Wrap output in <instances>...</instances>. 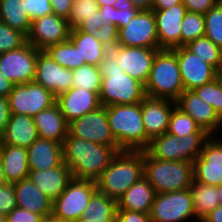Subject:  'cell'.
I'll use <instances>...</instances> for the list:
<instances>
[{
	"label": "cell",
	"mask_w": 222,
	"mask_h": 222,
	"mask_svg": "<svg viewBox=\"0 0 222 222\" xmlns=\"http://www.w3.org/2000/svg\"><path fill=\"white\" fill-rule=\"evenodd\" d=\"M117 153L112 146L76 138L69 133L63 142L64 163L75 179L96 181Z\"/></svg>",
	"instance_id": "cell-1"
},
{
	"label": "cell",
	"mask_w": 222,
	"mask_h": 222,
	"mask_svg": "<svg viewBox=\"0 0 222 222\" xmlns=\"http://www.w3.org/2000/svg\"><path fill=\"white\" fill-rule=\"evenodd\" d=\"M99 69L102 75L101 105L136 104L146 97L144 84L124 72L111 49L100 62Z\"/></svg>",
	"instance_id": "cell-2"
},
{
	"label": "cell",
	"mask_w": 222,
	"mask_h": 222,
	"mask_svg": "<svg viewBox=\"0 0 222 222\" xmlns=\"http://www.w3.org/2000/svg\"><path fill=\"white\" fill-rule=\"evenodd\" d=\"M110 130L121 150L143 151L151 140L147 137L141 103L105 106Z\"/></svg>",
	"instance_id": "cell-3"
},
{
	"label": "cell",
	"mask_w": 222,
	"mask_h": 222,
	"mask_svg": "<svg viewBox=\"0 0 222 222\" xmlns=\"http://www.w3.org/2000/svg\"><path fill=\"white\" fill-rule=\"evenodd\" d=\"M144 177L143 151L122 150L96 180L97 190L118 200L135 182Z\"/></svg>",
	"instance_id": "cell-4"
},
{
	"label": "cell",
	"mask_w": 222,
	"mask_h": 222,
	"mask_svg": "<svg viewBox=\"0 0 222 222\" xmlns=\"http://www.w3.org/2000/svg\"><path fill=\"white\" fill-rule=\"evenodd\" d=\"M144 88L148 97L178 100L184 86L177 55L172 49H160L156 53Z\"/></svg>",
	"instance_id": "cell-5"
},
{
	"label": "cell",
	"mask_w": 222,
	"mask_h": 222,
	"mask_svg": "<svg viewBox=\"0 0 222 222\" xmlns=\"http://www.w3.org/2000/svg\"><path fill=\"white\" fill-rule=\"evenodd\" d=\"M144 177L156 193L189 189L193 180V162L164 161L143 150Z\"/></svg>",
	"instance_id": "cell-6"
},
{
	"label": "cell",
	"mask_w": 222,
	"mask_h": 222,
	"mask_svg": "<svg viewBox=\"0 0 222 222\" xmlns=\"http://www.w3.org/2000/svg\"><path fill=\"white\" fill-rule=\"evenodd\" d=\"M208 133H194L182 138L164 133L154 137L146 151L154 158L164 161L193 162L200 154Z\"/></svg>",
	"instance_id": "cell-7"
},
{
	"label": "cell",
	"mask_w": 222,
	"mask_h": 222,
	"mask_svg": "<svg viewBox=\"0 0 222 222\" xmlns=\"http://www.w3.org/2000/svg\"><path fill=\"white\" fill-rule=\"evenodd\" d=\"M96 191V181L73 178L66 189L53 200L51 215L67 222L84 218L85 207Z\"/></svg>",
	"instance_id": "cell-8"
},
{
	"label": "cell",
	"mask_w": 222,
	"mask_h": 222,
	"mask_svg": "<svg viewBox=\"0 0 222 222\" xmlns=\"http://www.w3.org/2000/svg\"><path fill=\"white\" fill-rule=\"evenodd\" d=\"M149 214L151 222H187L195 217L190 189L156 193Z\"/></svg>",
	"instance_id": "cell-9"
},
{
	"label": "cell",
	"mask_w": 222,
	"mask_h": 222,
	"mask_svg": "<svg viewBox=\"0 0 222 222\" xmlns=\"http://www.w3.org/2000/svg\"><path fill=\"white\" fill-rule=\"evenodd\" d=\"M68 133L73 137L96 144L112 146L117 152L122 151L111 133L106 108L103 105L71 121Z\"/></svg>",
	"instance_id": "cell-10"
},
{
	"label": "cell",
	"mask_w": 222,
	"mask_h": 222,
	"mask_svg": "<svg viewBox=\"0 0 222 222\" xmlns=\"http://www.w3.org/2000/svg\"><path fill=\"white\" fill-rule=\"evenodd\" d=\"M11 114L34 117L56 103V96L36 82L15 84L8 95Z\"/></svg>",
	"instance_id": "cell-11"
},
{
	"label": "cell",
	"mask_w": 222,
	"mask_h": 222,
	"mask_svg": "<svg viewBox=\"0 0 222 222\" xmlns=\"http://www.w3.org/2000/svg\"><path fill=\"white\" fill-rule=\"evenodd\" d=\"M40 51L26 42L18 49L0 54V72L14 84L33 82Z\"/></svg>",
	"instance_id": "cell-12"
},
{
	"label": "cell",
	"mask_w": 222,
	"mask_h": 222,
	"mask_svg": "<svg viewBox=\"0 0 222 222\" xmlns=\"http://www.w3.org/2000/svg\"><path fill=\"white\" fill-rule=\"evenodd\" d=\"M117 45L160 48L153 10L139 11L127 26L120 27Z\"/></svg>",
	"instance_id": "cell-13"
},
{
	"label": "cell",
	"mask_w": 222,
	"mask_h": 222,
	"mask_svg": "<svg viewBox=\"0 0 222 222\" xmlns=\"http://www.w3.org/2000/svg\"><path fill=\"white\" fill-rule=\"evenodd\" d=\"M218 138L210 135L193 161L194 181L215 187L222 184V139Z\"/></svg>",
	"instance_id": "cell-14"
},
{
	"label": "cell",
	"mask_w": 222,
	"mask_h": 222,
	"mask_svg": "<svg viewBox=\"0 0 222 222\" xmlns=\"http://www.w3.org/2000/svg\"><path fill=\"white\" fill-rule=\"evenodd\" d=\"M70 32L68 20L52 13L32 21L27 42L36 49L45 50L50 45L67 41Z\"/></svg>",
	"instance_id": "cell-15"
},
{
	"label": "cell",
	"mask_w": 222,
	"mask_h": 222,
	"mask_svg": "<svg viewBox=\"0 0 222 222\" xmlns=\"http://www.w3.org/2000/svg\"><path fill=\"white\" fill-rule=\"evenodd\" d=\"M161 48L125 47L116 45L111 50L115 61L125 73L145 85L148 80L156 53Z\"/></svg>",
	"instance_id": "cell-16"
},
{
	"label": "cell",
	"mask_w": 222,
	"mask_h": 222,
	"mask_svg": "<svg viewBox=\"0 0 222 222\" xmlns=\"http://www.w3.org/2000/svg\"><path fill=\"white\" fill-rule=\"evenodd\" d=\"M34 82L57 97L72 88V70L62 67L41 50L37 55Z\"/></svg>",
	"instance_id": "cell-17"
},
{
	"label": "cell",
	"mask_w": 222,
	"mask_h": 222,
	"mask_svg": "<svg viewBox=\"0 0 222 222\" xmlns=\"http://www.w3.org/2000/svg\"><path fill=\"white\" fill-rule=\"evenodd\" d=\"M179 63L184 91L194 90L217 78L218 71L207 64L184 46L172 49Z\"/></svg>",
	"instance_id": "cell-18"
},
{
	"label": "cell",
	"mask_w": 222,
	"mask_h": 222,
	"mask_svg": "<svg viewBox=\"0 0 222 222\" xmlns=\"http://www.w3.org/2000/svg\"><path fill=\"white\" fill-rule=\"evenodd\" d=\"M186 11L183 2L170 9L153 10L161 49H173L181 46L180 28Z\"/></svg>",
	"instance_id": "cell-19"
},
{
	"label": "cell",
	"mask_w": 222,
	"mask_h": 222,
	"mask_svg": "<svg viewBox=\"0 0 222 222\" xmlns=\"http://www.w3.org/2000/svg\"><path fill=\"white\" fill-rule=\"evenodd\" d=\"M176 105L205 130L209 135H215L222 127V119L215 109L204 102L193 90L183 91ZM215 133V134H214Z\"/></svg>",
	"instance_id": "cell-20"
},
{
	"label": "cell",
	"mask_w": 222,
	"mask_h": 222,
	"mask_svg": "<svg viewBox=\"0 0 222 222\" xmlns=\"http://www.w3.org/2000/svg\"><path fill=\"white\" fill-rule=\"evenodd\" d=\"M176 102L168 99L151 98L146 96L141 102L143 125L147 137H154L167 132L170 116Z\"/></svg>",
	"instance_id": "cell-21"
},
{
	"label": "cell",
	"mask_w": 222,
	"mask_h": 222,
	"mask_svg": "<svg viewBox=\"0 0 222 222\" xmlns=\"http://www.w3.org/2000/svg\"><path fill=\"white\" fill-rule=\"evenodd\" d=\"M56 103L68 123L101 106L96 92L76 87L59 94Z\"/></svg>",
	"instance_id": "cell-22"
},
{
	"label": "cell",
	"mask_w": 222,
	"mask_h": 222,
	"mask_svg": "<svg viewBox=\"0 0 222 222\" xmlns=\"http://www.w3.org/2000/svg\"><path fill=\"white\" fill-rule=\"evenodd\" d=\"M30 170H48L64 164L63 144L38 138L28 148Z\"/></svg>",
	"instance_id": "cell-23"
},
{
	"label": "cell",
	"mask_w": 222,
	"mask_h": 222,
	"mask_svg": "<svg viewBox=\"0 0 222 222\" xmlns=\"http://www.w3.org/2000/svg\"><path fill=\"white\" fill-rule=\"evenodd\" d=\"M17 206L42 215L52 213L53 200L45 195L29 178L13 183Z\"/></svg>",
	"instance_id": "cell-24"
},
{
	"label": "cell",
	"mask_w": 222,
	"mask_h": 222,
	"mask_svg": "<svg viewBox=\"0 0 222 222\" xmlns=\"http://www.w3.org/2000/svg\"><path fill=\"white\" fill-rule=\"evenodd\" d=\"M28 178L52 200L56 199L73 179L65 163L48 170H30Z\"/></svg>",
	"instance_id": "cell-25"
},
{
	"label": "cell",
	"mask_w": 222,
	"mask_h": 222,
	"mask_svg": "<svg viewBox=\"0 0 222 222\" xmlns=\"http://www.w3.org/2000/svg\"><path fill=\"white\" fill-rule=\"evenodd\" d=\"M39 138L34 119L23 114H11L6 129L1 136V144L27 149Z\"/></svg>",
	"instance_id": "cell-26"
},
{
	"label": "cell",
	"mask_w": 222,
	"mask_h": 222,
	"mask_svg": "<svg viewBox=\"0 0 222 222\" xmlns=\"http://www.w3.org/2000/svg\"><path fill=\"white\" fill-rule=\"evenodd\" d=\"M33 119L40 138L63 144L68 134L69 123L57 103L40 111Z\"/></svg>",
	"instance_id": "cell-27"
},
{
	"label": "cell",
	"mask_w": 222,
	"mask_h": 222,
	"mask_svg": "<svg viewBox=\"0 0 222 222\" xmlns=\"http://www.w3.org/2000/svg\"><path fill=\"white\" fill-rule=\"evenodd\" d=\"M0 156L7 183L13 184L28 178L30 169L27 149L19 146L1 144Z\"/></svg>",
	"instance_id": "cell-28"
},
{
	"label": "cell",
	"mask_w": 222,
	"mask_h": 222,
	"mask_svg": "<svg viewBox=\"0 0 222 222\" xmlns=\"http://www.w3.org/2000/svg\"><path fill=\"white\" fill-rule=\"evenodd\" d=\"M155 194L152 185L142 177L117 200V209L150 213Z\"/></svg>",
	"instance_id": "cell-29"
},
{
	"label": "cell",
	"mask_w": 222,
	"mask_h": 222,
	"mask_svg": "<svg viewBox=\"0 0 222 222\" xmlns=\"http://www.w3.org/2000/svg\"><path fill=\"white\" fill-rule=\"evenodd\" d=\"M68 39L79 49L81 62H86L88 65L99 67L100 62L109 51V48L93 35L82 31H71Z\"/></svg>",
	"instance_id": "cell-30"
},
{
	"label": "cell",
	"mask_w": 222,
	"mask_h": 222,
	"mask_svg": "<svg viewBox=\"0 0 222 222\" xmlns=\"http://www.w3.org/2000/svg\"><path fill=\"white\" fill-rule=\"evenodd\" d=\"M26 10V0H0V21L27 37L32 21Z\"/></svg>",
	"instance_id": "cell-31"
},
{
	"label": "cell",
	"mask_w": 222,
	"mask_h": 222,
	"mask_svg": "<svg viewBox=\"0 0 222 222\" xmlns=\"http://www.w3.org/2000/svg\"><path fill=\"white\" fill-rule=\"evenodd\" d=\"M117 208V200L97 190L85 207L84 219L95 222H116Z\"/></svg>",
	"instance_id": "cell-32"
},
{
	"label": "cell",
	"mask_w": 222,
	"mask_h": 222,
	"mask_svg": "<svg viewBox=\"0 0 222 222\" xmlns=\"http://www.w3.org/2000/svg\"><path fill=\"white\" fill-rule=\"evenodd\" d=\"M189 189L193 199L195 220L204 218L208 213L220 205L217 187L204 185L193 180Z\"/></svg>",
	"instance_id": "cell-33"
},
{
	"label": "cell",
	"mask_w": 222,
	"mask_h": 222,
	"mask_svg": "<svg viewBox=\"0 0 222 222\" xmlns=\"http://www.w3.org/2000/svg\"><path fill=\"white\" fill-rule=\"evenodd\" d=\"M56 63L69 70L86 65L81 62L79 49L68 39L67 41L48 46L44 50Z\"/></svg>",
	"instance_id": "cell-34"
},
{
	"label": "cell",
	"mask_w": 222,
	"mask_h": 222,
	"mask_svg": "<svg viewBox=\"0 0 222 222\" xmlns=\"http://www.w3.org/2000/svg\"><path fill=\"white\" fill-rule=\"evenodd\" d=\"M184 47L207 64L213 66L217 71L222 68V49L209 38L205 36L197 38L187 43Z\"/></svg>",
	"instance_id": "cell-35"
},
{
	"label": "cell",
	"mask_w": 222,
	"mask_h": 222,
	"mask_svg": "<svg viewBox=\"0 0 222 222\" xmlns=\"http://www.w3.org/2000/svg\"><path fill=\"white\" fill-rule=\"evenodd\" d=\"M167 133L182 138L194 133L207 132L201 129L191 116L175 105L170 116Z\"/></svg>",
	"instance_id": "cell-36"
},
{
	"label": "cell",
	"mask_w": 222,
	"mask_h": 222,
	"mask_svg": "<svg viewBox=\"0 0 222 222\" xmlns=\"http://www.w3.org/2000/svg\"><path fill=\"white\" fill-rule=\"evenodd\" d=\"M72 75V87L96 92L99 95L102 82L99 67L86 64L72 70Z\"/></svg>",
	"instance_id": "cell-37"
},
{
	"label": "cell",
	"mask_w": 222,
	"mask_h": 222,
	"mask_svg": "<svg viewBox=\"0 0 222 222\" xmlns=\"http://www.w3.org/2000/svg\"><path fill=\"white\" fill-rule=\"evenodd\" d=\"M181 46L205 36L204 14L186 11L181 22Z\"/></svg>",
	"instance_id": "cell-38"
},
{
	"label": "cell",
	"mask_w": 222,
	"mask_h": 222,
	"mask_svg": "<svg viewBox=\"0 0 222 222\" xmlns=\"http://www.w3.org/2000/svg\"><path fill=\"white\" fill-rule=\"evenodd\" d=\"M205 37L222 49V0L204 14Z\"/></svg>",
	"instance_id": "cell-39"
},
{
	"label": "cell",
	"mask_w": 222,
	"mask_h": 222,
	"mask_svg": "<svg viewBox=\"0 0 222 222\" xmlns=\"http://www.w3.org/2000/svg\"><path fill=\"white\" fill-rule=\"evenodd\" d=\"M100 17L99 6L96 0H74L68 24L71 29L76 28L86 18Z\"/></svg>",
	"instance_id": "cell-40"
},
{
	"label": "cell",
	"mask_w": 222,
	"mask_h": 222,
	"mask_svg": "<svg viewBox=\"0 0 222 222\" xmlns=\"http://www.w3.org/2000/svg\"><path fill=\"white\" fill-rule=\"evenodd\" d=\"M204 102L210 104L222 119V85L218 78L193 90Z\"/></svg>",
	"instance_id": "cell-41"
},
{
	"label": "cell",
	"mask_w": 222,
	"mask_h": 222,
	"mask_svg": "<svg viewBox=\"0 0 222 222\" xmlns=\"http://www.w3.org/2000/svg\"><path fill=\"white\" fill-rule=\"evenodd\" d=\"M27 42V37L20 31L0 21V54L20 48Z\"/></svg>",
	"instance_id": "cell-42"
},
{
	"label": "cell",
	"mask_w": 222,
	"mask_h": 222,
	"mask_svg": "<svg viewBox=\"0 0 222 222\" xmlns=\"http://www.w3.org/2000/svg\"><path fill=\"white\" fill-rule=\"evenodd\" d=\"M17 207L15 188L13 184L6 183L0 187V214L7 216Z\"/></svg>",
	"instance_id": "cell-43"
},
{
	"label": "cell",
	"mask_w": 222,
	"mask_h": 222,
	"mask_svg": "<svg viewBox=\"0 0 222 222\" xmlns=\"http://www.w3.org/2000/svg\"><path fill=\"white\" fill-rule=\"evenodd\" d=\"M26 9L31 21L53 13L50 0H26Z\"/></svg>",
	"instance_id": "cell-44"
},
{
	"label": "cell",
	"mask_w": 222,
	"mask_h": 222,
	"mask_svg": "<svg viewBox=\"0 0 222 222\" xmlns=\"http://www.w3.org/2000/svg\"><path fill=\"white\" fill-rule=\"evenodd\" d=\"M118 30L116 25H103L93 33V36L106 47L111 49L117 45Z\"/></svg>",
	"instance_id": "cell-45"
},
{
	"label": "cell",
	"mask_w": 222,
	"mask_h": 222,
	"mask_svg": "<svg viewBox=\"0 0 222 222\" xmlns=\"http://www.w3.org/2000/svg\"><path fill=\"white\" fill-rule=\"evenodd\" d=\"M6 218L12 222H43L44 217L37 213L17 207Z\"/></svg>",
	"instance_id": "cell-46"
},
{
	"label": "cell",
	"mask_w": 222,
	"mask_h": 222,
	"mask_svg": "<svg viewBox=\"0 0 222 222\" xmlns=\"http://www.w3.org/2000/svg\"><path fill=\"white\" fill-rule=\"evenodd\" d=\"M221 0H182L187 11L205 14Z\"/></svg>",
	"instance_id": "cell-47"
},
{
	"label": "cell",
	"mask_w": 222,
	"mask_h": 222,
	"mask_svg": "<svg viewBox=\"0 0 222 222\" xmlns=\"http://www.w3.org/2000/svg\"><path fill=\"white\" fill-rule=\"evenodd\" d=\"M116 222H151L149 213L117 209Z\"/></svg>",
	"instance_id": "cell-48"
},
{
	"label": "cell",
	"mask_w": 222,
	"mask_h": 222,
	"mask_svg": "<svg viewBox=\"0 0 222 222\" xmlns=\"http://www.w3.org/2000/svg\"><path fill=\"white\" fill-rule=\"evenodd\" d=\"M104 25L100 17L86 18L76 28L71 31H82L87 34L93 35V33Z\"/></svg>",
	"instance_id": "cell-49"
},
{
	"label": "cell",
	"mask_w": 222,
	"mask_h": 222,
	"mask_svg": "<svg viewBox=\"0 0 222 222\" xmlns=\"http://www.w3.org/2000/svg\"><path fill=\"white\" fill-rule=\"evenodd\" d=\"M74 0H50L53 13L57 16L68 19L71 13Z\"/></svg>",
	"instance_id": "cell-50"
},
{
	"label": "cell",
	"mask_w": 222,
	"mask_h": 222,
	"mask_svg": "<svg viewBox=\"0 0 222 222\" xmlns=\"http://www.w3.org/2000/svg\"><path fill=\"white\" fill-rule=\"evenodd\" d=\"M139 12L135 7L133 8H121L116 9V26L118 29L123 26H127L132 18Z\"/></svg>",
	"instance_id": "cell-51"
},
{
	"label": "cell",
	"mask_w": 222,
	"mask_h": 222,
	"mask_svg": "<svg viewBox=\"0 0 222 222\" xmlns=\"http://www.w3.org/2000/svg\"><path fill=\"white\" fill-rule=\"evenodd\" d=\"M10 116L11 112L9 108L8 97L0 96V136L3 135Z\"/></svg>",
	"instance_id": "cell-52"
},
{
	"label": "cell",
	"mask_w": 222,
	"mask_h": 222,
	"mask_svg": "<svg viewBox=\"0 0 222 222\" xmlns=\"http://www.w3.org/2000/svg\"><path fill=\"white\" fill-rule=\"evenodd\" d=\"M99 11L104 25H116V9L113 6L106 5L99 7Z\"/></svg>",
	"instance_id": "cell-53"
},
{
	"label": "cell",
	"mask_w": 222,
	"mask_h": 222,
	"mask_svg": "<svg viewBox=\"0 0 222 222\" xmlns=\"http://www.w3.org/2000/svg\"><path fill=\"white\" fill-rule=\"evenodd\" d=\"M182 3V0H154L152 10L170 9L172 6Z\"/></svg>",
	"instance_id": "cell-54"
},
{
	"label": "cell",
	"mask_w": 222,
	"mask_h": 222,
	"mask_svg": "<svg viewBox=\"0 0 222 222\" xmlns=\"http://www.w3.org/2000/svg\"><path fill=\"white\" fill-rule=\"evenodd\" d=\"M15 84L6 79L0 72V96L8 97Z\"/></svg>",
	"instance_id": "cell-55"
},
{
	"label": "cell",
	"mask_w": 222,
	"mask_h": 222,
	"mask_svg": "<svg viewBox=\"0 0 222 222\" xmlns=\"http://www.w3.org/2000/svg\"><path fill=\"white\" fill-rule=\"evenodd\" d=\"M204 219L208 222H222V205L217 206Z\"/></svg>",
	"instance_id": "cell-56"
},
{
	"label": "cell",
	"mask_w": 222,
	"mask_h": 222,
	"mask_svg": "<svg viewBox=\"0 0 222 222\" xmlns=\"http://www.w3.org/2000/svg\"><path fill=\"white\" fill-rule=\"evenodd\" d=\"M132 5L139 11L152 10L154 0H131Z\"/></svg>",
	"instance_id": "cell-57"
},
{
	"label": "cell",
	"mask_w": 222,
	"mask_h": 222,
	"mask_svg": "<svg viewBox=\"0 0 222 222\" xmlns=\"http://www.w3.org/2000/svg\"><path fill=\"white\" fill-rule=\"evenodd\" d=\"M113 7L117 10H121V8H133L131 0H117Z\"/></svg>",
	"instance_id": "cell-58"
},
{
	"label": "cell",
	"mask_w": 222,
	"mask_h": 222,
	"mask_svg": "<svg viewBox=\"0 0 222 222\" xmlns=\"http://www.w3.org/2000/svg\"><path fill=\"white\" fill-rule=\"evenodd\" d=\"M6 183H7V180L4 174L3 163L0 156V187L5 185Z\"/></svg>",
	"instance_id": "cell-59"
},
{
	"label": "cell",
	"mask_w": 222,
	"mask_h": 222,
	"mask_svg": "<svg viewBox=\"0 0 222 222\" xmlns=\"http://www.w3.org/2000/svg\"><path fill=\"white\" fill-rule=\"evenodd\" d=\"M117 0H96L99 7H103L106 5L113 6Z\"/></svg>",
	"instance_id": "cell-60"
},
{
	"label": "cell",
	"mask_w": 222,
	"mask_h": 222,
	"mask_svg": "<svg viewBox=\"0 0 222 222\" xmlns=\"http://www.w3.org/2000/svg\"><path fill=\"white\" fill-rule=\"evenodd\" d=\"M43 222H67V221H63L61 219L55 218L54 216L50 215L45 217Z\"/></svg>",
	"instance_id": "cell-61"
},
{
	"label": "cell",
	"mask_w": 222,
	"mask_h": 222,
	"mask_svg": "<svg viewBox=\"0 0 222 222\" xmlns=\"http://www.w3.org/2000/svg\"><path fill=\"white\" fill-rule=\"evenodd\" d=\"M217 194L220 201V205H222V184L217 187Z\"/></svg>",
	"instance_id": "cell-62"
},
{
	"label": "cell",
	"mask_w": 222,
	"mask_h": 222,
	"mask_svg": "<svg viewBox=\"0 0 222 222\" xmlns=\"http://www.w3.org/2000/svg\"><path fill=\"white\" fill-rule=\"evenodd\" d=\"M217 78H218V80L220 81V83L222 85V68L218 71Z\"/></svg>",
	"instance_id": "cell-63"
},
{
	"label": "cell",
	"mask_w": 222,
	"mask_h": 222,
	"mask_svg": "<svg viewBox=\"0 0 222 222\" xmlns=\"http://www.w3.org/2000/svg\"><path fill=\"white\" fill-rule=\"evenodd\" d=\"M0 222H6V216L0 214Z\"/></svg>",
	"instance_id": "cell-64"
},
{
	"label": "cell",
	"mask_w": 222,
	"mask_h": 222,
	"mask_svg": "<svg viewBox=\"0 0 222 222\" xmlns=\"http://www.w3.org/2000/svg\"><path fill=\"white\" fill-rule=\"evenodd\" d=\"M75 222H95V221H88V220L82 218V219H80V220H78V221H75Z\"/></svg>",
	"instance_id": "cell-65"
},
{
	"label": "cell",
	"mask_w": 222,
	"mask_h": 222,
	"mask_svg": "<svg viewBox=\"0 0 222 222\" xmlns=\"http://www.w3.org/2000/svg\"><path fill=\"white\" fill-rule=\"evenodd\" d=\"M200 222H208L204 218L198 219Z\"/></svg>",
	"instance_id": "cell-66"
}]
</instances>
